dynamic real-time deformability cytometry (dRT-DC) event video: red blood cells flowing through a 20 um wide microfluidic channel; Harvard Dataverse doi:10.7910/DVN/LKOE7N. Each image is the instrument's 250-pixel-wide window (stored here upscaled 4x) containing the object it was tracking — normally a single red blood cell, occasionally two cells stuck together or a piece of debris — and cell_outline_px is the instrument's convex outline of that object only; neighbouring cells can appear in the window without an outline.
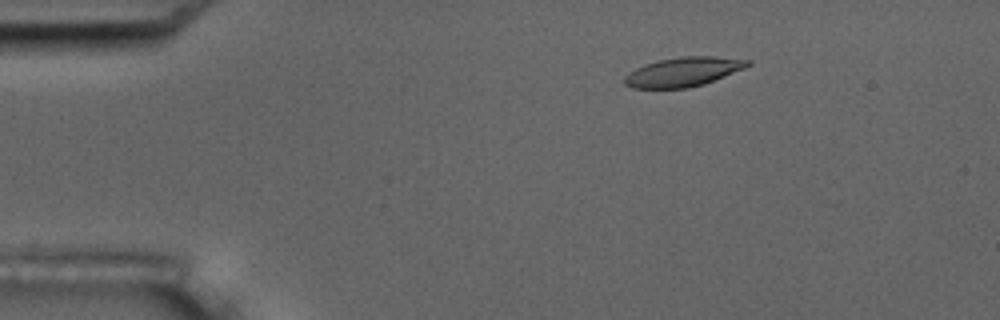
{"species": "common noctule bat (a hibernating species)", "species_latin": "Nyctalus noctula", "temperature_condition": "room temperature", "stored_images_in_passage": 4, "camera_frame_rate_fps": 3000, "um_per_image_px": 0.085, "animal": {"sex": "male", "body_mass_g": 17.5, "forearm_length_mm": 52.3}, "frame": {"image": 1, "passage_image": 2, "time_ms": 2.0, "image_size_px": [1000, 320], "cell_outline_px": [[752, 64], [744, 68], [704, 84], [688, 88], [632, 88], [624, 84], [624, 76], [628, 72], [644, 64], [660, 60], [680, 56], [712, 56], [752, 60]], "centroid_in_image_um": [58.06, 6.1], "position_along_channel_um": 26.9, "area_um2": 21.04}}